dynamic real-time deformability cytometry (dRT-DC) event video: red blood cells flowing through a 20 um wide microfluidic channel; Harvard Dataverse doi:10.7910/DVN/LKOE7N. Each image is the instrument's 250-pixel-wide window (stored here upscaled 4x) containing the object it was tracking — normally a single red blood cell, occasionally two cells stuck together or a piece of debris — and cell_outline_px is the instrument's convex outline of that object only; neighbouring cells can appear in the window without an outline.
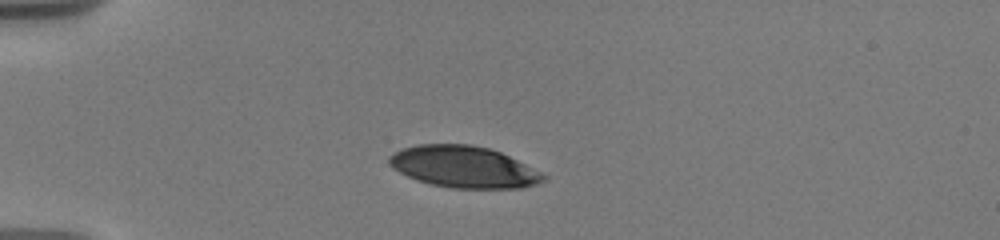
{"species": "human", "species_latin": "Homo sapiens", "temperature_condition": "warm", "stored_images_in_passage": 18, "camera_frame_rate_fps": 3000, "um_per_image_px": 0.085, "donor": {"sex": "male"}, "frame": {"image": 1, "passage_image": 1, "time_ms": 0.0, "image_size_px": [1000, 240], "cell_outline_px": [[548, 176], [544, 180], [536, 184], [520, 188], [452, 188], [432, 184], [408, 176], [392, 168], [388, 164], [388, 156], [404, 148], [416, 144], [472, 144], [488, 148], [500, 152]], "centroid_in_image_um": [39.39, 14.18], "position_along_channel_um": 45.6, "area_um2": 37.05}}
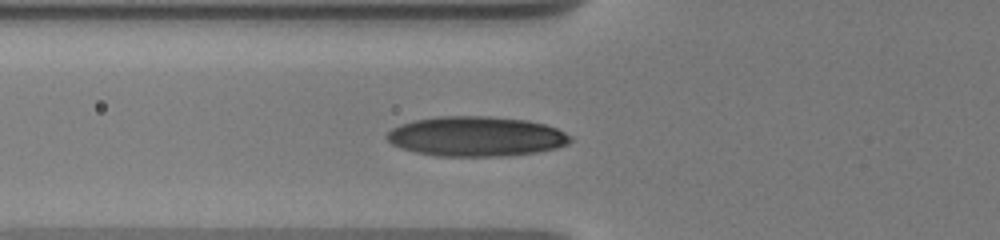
{"frame": {"image": 2, "passage_image": 13, "time_ms": 2.0, "image_size_px": [1000, 240], "cell_outline_px": [[572, 140], [568, 144], [556, 148], [536, 152], [500, 156], [436, 156], [416, 152], [400, 148], [392, 144], [384, 136], [392, 128], [400, 124], [412, 120], [436, 116], [488, 116], [528, 120], [544, 124], [556, 128], [572, 136]], "centroid_in_image_um": [40.44, 11.59], "position_along_channel_um": 85.4, "area_um2": 42.83}}